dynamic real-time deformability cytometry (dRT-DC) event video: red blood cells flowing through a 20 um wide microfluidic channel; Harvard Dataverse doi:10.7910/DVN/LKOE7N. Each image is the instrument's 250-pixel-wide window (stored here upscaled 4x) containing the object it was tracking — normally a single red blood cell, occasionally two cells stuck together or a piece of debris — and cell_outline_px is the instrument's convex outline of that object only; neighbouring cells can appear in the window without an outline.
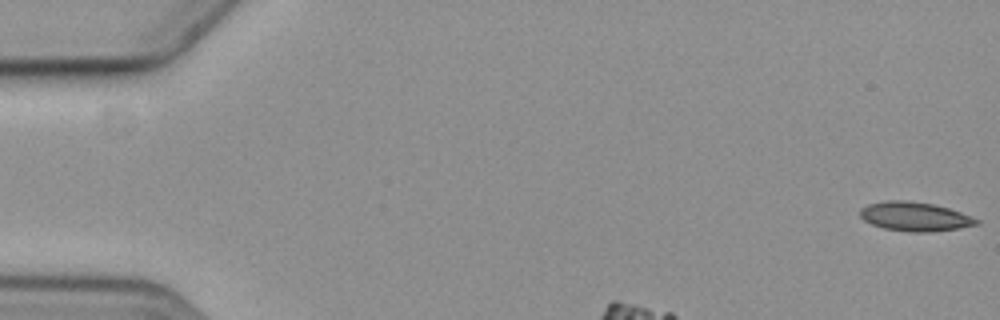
{"species": "common noctule bat (a hibernating species)", "species_latin": "Nyctalus noctula", "temperature_condition": "cold", "stored_images_in_passage": 4, "camera_frame_rate_fps": 3000, "um_per_image_px": 0.085, "animal": {"sex": "female", "body_mass_g": 19.3, "forearm_length_mm": 54.1}, "frame": {"image": 1, "passage_image": 1, "time_ms": 0.0, "image_size_px": [1000, 320], "cell_outline_px": [[980, 224], [960, 228], [932, 232], [908, 232], [884, 228], [872, 224], [864, 220], [860, 216], [860, 208], [868, 204], [888, 200], [904, 200], [932, 204], [948, 208], [960, 212], [980, 220]], "centroid_in_image_um": [77.76, 18.41], "position_along_channel_um": 7.2, "area_um2": 19.71}}